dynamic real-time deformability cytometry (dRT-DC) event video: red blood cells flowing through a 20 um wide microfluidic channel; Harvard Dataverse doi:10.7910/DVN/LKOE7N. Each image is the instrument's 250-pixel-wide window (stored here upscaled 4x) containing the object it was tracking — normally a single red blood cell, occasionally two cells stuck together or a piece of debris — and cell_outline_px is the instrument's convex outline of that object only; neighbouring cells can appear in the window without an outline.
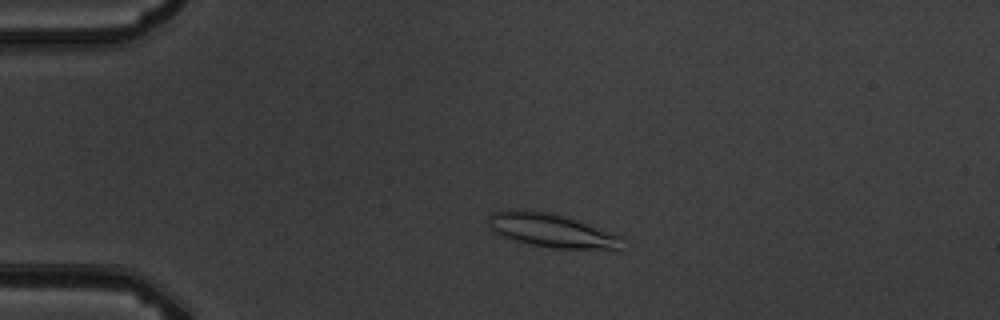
{"species": "common noctule bat (a hibernating species)", "species_latin": "Nyctalus noctula", "temperature_condition": "warm", "stored_images_in_passage": 4, "camera_frame_rate_fps": 3000, "um_per_image_px": 0.085, "animal": {"sex": "male", "body_mass_g": 19.5, "forearm_length_mm": 54.6}, "frame": {"image": 1, "passage_image": 3, "time_ms": 2.333, "image_size_px": [1000, 320], "cell_outline_px": [[624, 236], [620, 248], [616, 252], [556, 248], [528, 244], [504, 236], [496, 232], [488, 224], [488, 216], [492, 212], [508, 208], [528, 208], [552, 212]], "centroid_in_image_um": [46.95, 19.59], "position_along_channel_um": 38.1, "area_um2": 27.22}}